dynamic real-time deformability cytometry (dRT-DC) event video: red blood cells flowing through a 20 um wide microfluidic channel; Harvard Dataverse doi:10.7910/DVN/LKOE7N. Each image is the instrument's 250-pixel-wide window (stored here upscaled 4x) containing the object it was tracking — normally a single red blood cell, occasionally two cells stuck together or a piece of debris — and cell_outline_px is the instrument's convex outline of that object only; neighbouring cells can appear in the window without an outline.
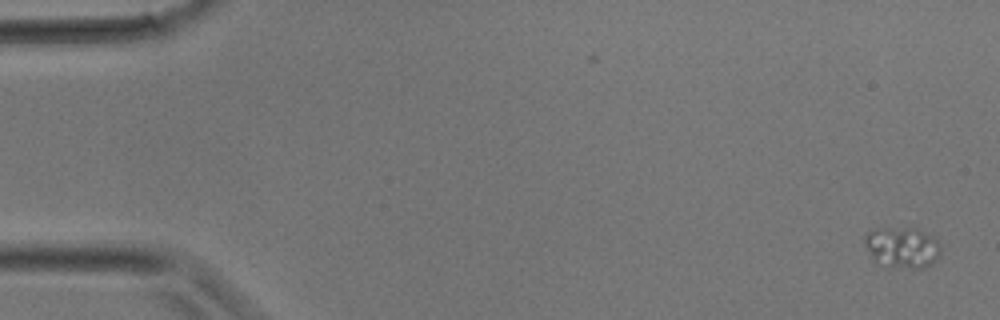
{"species": "common noctule bat (a hibernating species)", "species_latin": "Nyctalus noctula", "temperature_condition": "room temperature", "stored_images_in_passage": 3, "camera_frame_rate_fps": 3000, "um_per_image_px": 0.085, "animal": {"sex": "male", "body_mass_g": 17.9}, "frame": {"image": 1, "passage_image": 1, "time_ms": 0.0, "image_size_px": [1000, 320], "cell_outline_px": [[940, 256], [932, 264], [924, 268], [888, 268], [872, 260], [864, 240], [864, 232], [880, 228], [916, 228], [932, 236], [940, 244]], "centroid_in_image_um": [76.67, 21.05], "position_along_channel_um": 8.3, "area_um2": 18.5}}